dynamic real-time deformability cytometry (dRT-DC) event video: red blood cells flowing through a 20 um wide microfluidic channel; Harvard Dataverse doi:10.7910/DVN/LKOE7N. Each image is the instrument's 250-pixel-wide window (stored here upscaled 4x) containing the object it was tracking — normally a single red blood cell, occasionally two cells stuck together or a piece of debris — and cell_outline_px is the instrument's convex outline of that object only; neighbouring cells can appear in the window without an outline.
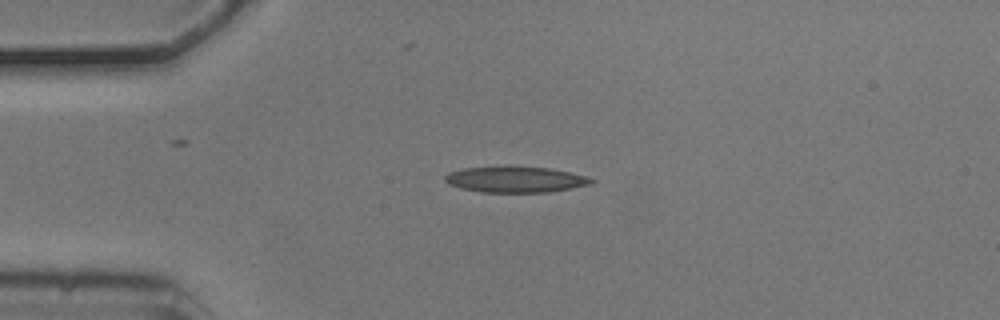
{"species": "common noctule bat (a hibernating species)", "species_latin": "Nyctalus noctula", "temperature_condition": "cold", "stored_images_in_passage": 2, "camera_frame_rate_fps": 3000, "um_per_image_px": 0.085, "animal": {"sex": "male", "body_mass_g": 20.5, "forearm_length_mm": 52.5}, "frame": {"image": 1, "passage_image": 1, "time_ms": 0.0, "image_size_px": [1000, 320], "cell_outline_px": [[596, 180], [592, 184], [572, 188], [548, 192], [480, 192], [460, 188], [448, 184], [444, 180], [444, 176], [448, 172], [464, 168], [496, 164], [512, 164], [548, 168], [588, 176]], "centroid_in_image_um": [43.77, 15.21], "position_along_channel_um": 41.2, "area_um2": 23.06}}